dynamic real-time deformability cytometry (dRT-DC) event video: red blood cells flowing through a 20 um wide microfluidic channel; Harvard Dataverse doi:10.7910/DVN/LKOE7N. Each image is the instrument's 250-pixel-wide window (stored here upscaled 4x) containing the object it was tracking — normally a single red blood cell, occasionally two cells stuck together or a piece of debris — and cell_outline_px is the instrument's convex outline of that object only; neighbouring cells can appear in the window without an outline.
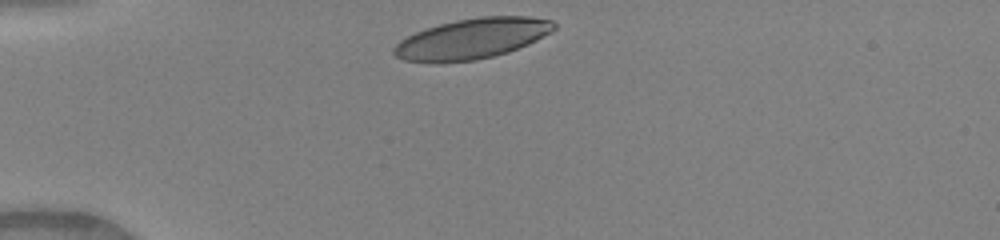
{"species": "human", "species_latin": "Homo sapiens", "temperature_condition": "warm", "stored_images_in_passage": 31, "camera_frame_rate_fps": 3000, "um_per_image_px": 0.085, "donor": {"sex": "female"}, "frame": {"image": 1, "passage_image": 1, "time_ms": 0.0, "image_size_px": [1000, 240], "cell_outline_px": [[556, 28], [552, 32], [528, 44], [508, 52], [476, 60], [440, 64], [428, 64], [404, 60], [396, 56], [392, 52], [392, 48], [400, 40], [416, 32], [440, 24], [456, 20], [480, 16], [528, 16], [552, 20], [556, 24]], "centroid_in_image_um": [40.1, 3.31], "position_along_channel_um": 44.9, "area_um2": 38.15}}
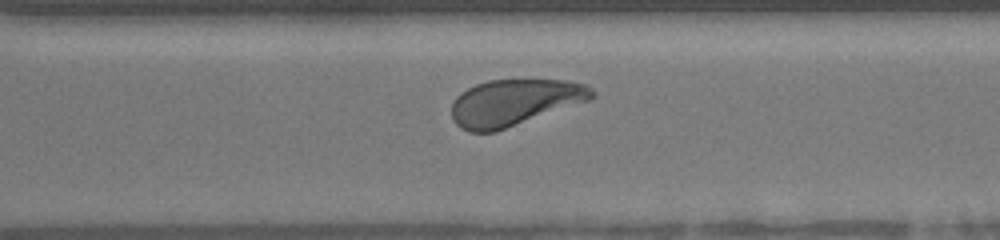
{"frame": {"image": 2, "passage_image": 24, "time_ms": 7.667, "image_size_px": [1000, 240], "cell_outline_px": [[596, 96], [588, 100], [496, 132], [468, 132], [460, 128], [452, 120], [452, 104], [456, 96], [460, 92], [476, 84], [488, 80], [572, 80], [588, 84], [596, 92]], "centroid_in_image_um": [43.72, 8.71], "position_along_channel_um": 326.9, "area_um2": 38.15}}
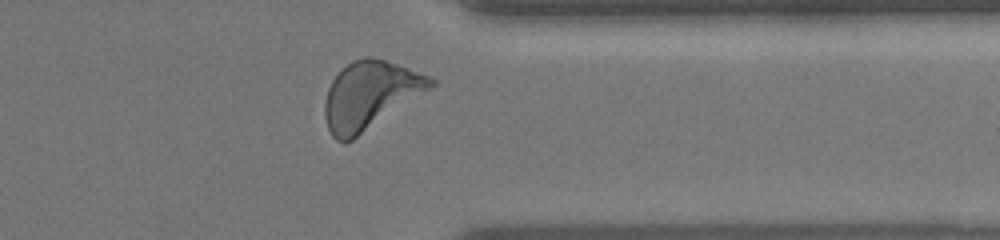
{"frame": {"image": 3, "passage_image": 28, "time_ms": 9.0, "image_size_px": [1000, 240], "cell_outline_px": [[436, 84], [432, 88], [352, 140], [344, 144], [336, 140], [332, 136], [328, 128], [324, 116], [324, 104], [328, 88], [332, 80], [352, 60], [364, 56], [372, 56], [432, 76], [436, 80]], "centroid_in_image_um": [31.45, 8.09], "position_along_channel_um": 379.9, "area_um2": 41.67}, "authors_computed_cell_mechanics": {"area_um2": 38.9572, "velocity_mm_per_s": 4.1038, "shape_relaxation_time_tau1_ms": 2.2407, "shape_relaxation_time_tau2_ms": 0.6068, "deformation_change_tau1": 0.1506, "deformation_change_tau2": 0.0706}}